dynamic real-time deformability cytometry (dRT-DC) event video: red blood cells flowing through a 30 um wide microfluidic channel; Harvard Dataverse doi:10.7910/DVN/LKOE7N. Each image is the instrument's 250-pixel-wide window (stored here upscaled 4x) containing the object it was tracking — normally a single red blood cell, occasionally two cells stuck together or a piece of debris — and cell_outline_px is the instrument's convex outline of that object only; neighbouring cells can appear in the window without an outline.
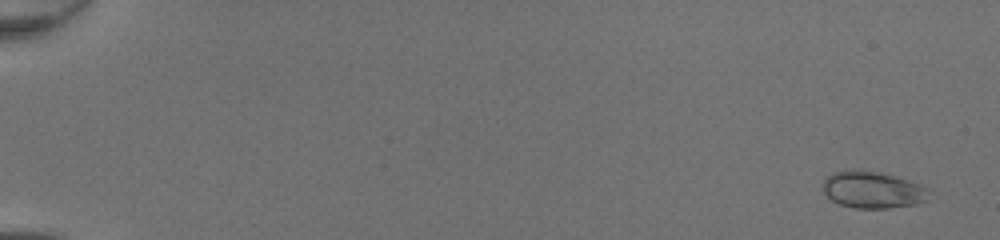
{"species": "common noctule bat (a hibernating species)", "species_latin": "Nyctalus noctula", "temperature_condition": "room temperature", "stored_images_in_passage": 51, "camera_frame_rate_fps": 3000, "um_per_image_px": 0.085, "animal": {"sex": "female", "body_mass_g": 20.0, "forearm_length_mm": 54.0}, "frame": {"image": 1, "passage_image": 3, "time_ms": 0.667, "image_size_px": [1000, 240], "cell_outline_px": [[928, 200], [916, 204], [888, 208], [856, 208], [840, 204], [832, 200], [824, 192], [824, 180], [832, 172], [860, 168], [880, 172], [908, 180], [920, 184], [928, 188]], "centroid_in_image_um": [74.18, 16.12], "position_along_channel_um": 10.8, "area_um2": 22.83}}
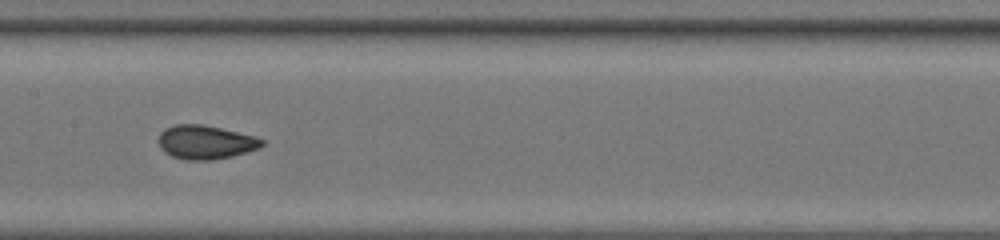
{"frame": {"image": 2, "passage_image": 29, "time_ms": 9.333, "image_size_px": [1000, 240], "cell_outline_px": [[264, 144], [260, 148], [232, 156], [212, 160], [184, 160], [172, 156], [164, 152], [160, 148], [160, 132], [164, 128], [176, 124], [200, 124], [220, 128], [256, 136], [264, 140]], "centroid_in_image_um": [17.48, 12.09], "position_along_channel_um": 189.9, "area_um2": 20.4}}
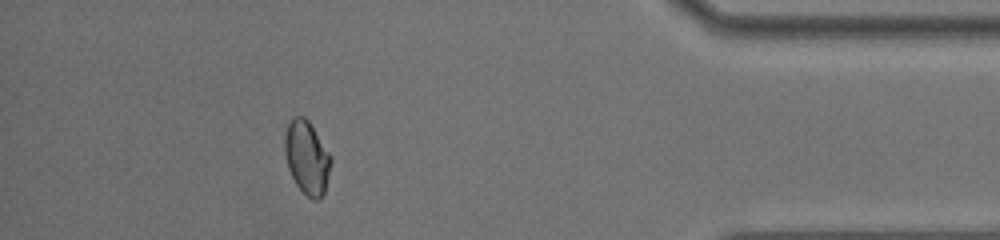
{"frame": {"image": 3, "passage_image": 47, "time_ms": 15.333, "image_size_px": [1000, 240], "cell_outline_px": [[332, 160], [324, 196], [320, 200], [312, 200], [296, 184], [288, 168], [284, 152], [284, 136], [288, 124], [292, 116], [304, 116], [308, 120], [332, 156]], "centroid_in_image_um": [26.09, 13.39], "position_along_channel_um": 409.1, "area_um2": 19.94}, "authors_computed_cell_mechanics": {"area_um2": 20.5768, "velocity_mm_per_s": 4.2745, "shape_relaxation_time_tau1_ms": 5.1545, "shape_relaxation_time_tau2_ms": null, "deformation_change_tau1": 0.1238, "deformation_change_tau2": null}}